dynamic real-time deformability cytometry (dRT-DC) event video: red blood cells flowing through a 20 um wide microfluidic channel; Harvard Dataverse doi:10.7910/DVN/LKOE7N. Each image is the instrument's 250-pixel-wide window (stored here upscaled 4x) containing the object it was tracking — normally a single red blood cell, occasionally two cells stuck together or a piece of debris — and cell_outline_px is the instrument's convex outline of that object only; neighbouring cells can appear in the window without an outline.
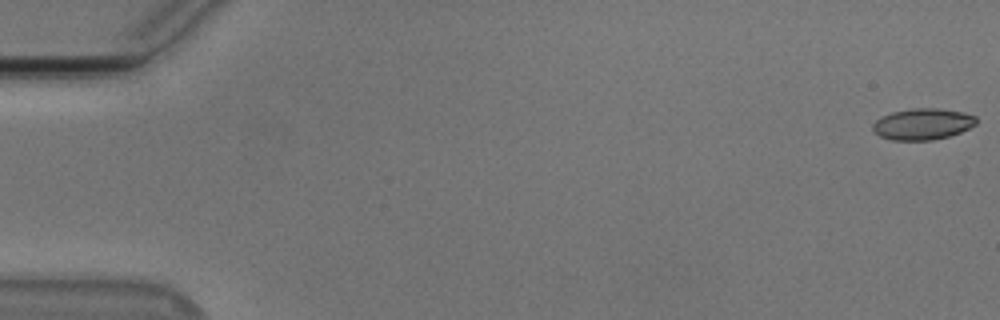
{"species": "Egyptian fruit bat (a non-hibernating species)", "species_latin": "Rousettus aegyptiacus", "temperature_condition": "cold", "stored_images_in_passage": 55, "camera_frame_rate_fps": 3000, "um_per_image_px": 0.085, "animal": {"sex": "male"}, "frame": {"image": 1, "passage_image": 1, "time_ms": 0.0, "image_size_px": [1000, 320], "cell_outline_px": [[976, 124], [960, 132], [948, 136], [932, 140], [892, 140], [880, 136], [872, 132], [872, 124], [876, 120], [892, 112], [912, 108], [936, 108], [964, 112], [976, 116]], "centroid_in_image_um": [78.41, 10.54], "position_along_channel_um": 6.6, "area_um2": 18.84}}
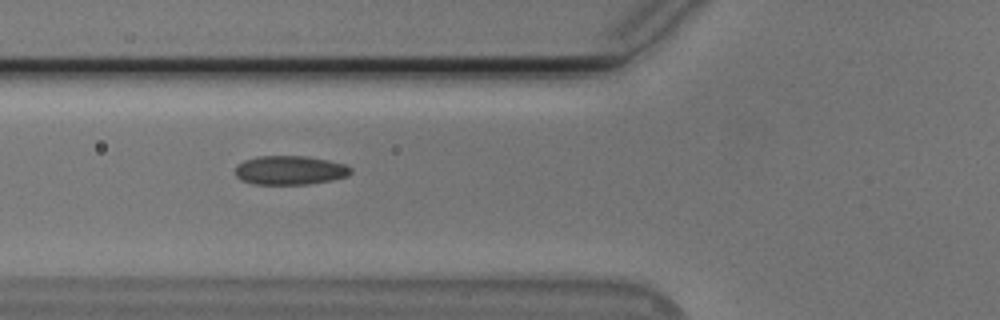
{"frame": {"image": 2, "passage_image": 21, "time_ms": 6.667, "image_size_px": [1000, 320], "cell_outline_px": [[352, 172], [348, 176], [332, 180], [308, 184], [252, 184], [240, 180], [236, 176], [236, 164], [244, 160], [256, 156], [308, 156], [328, 160], [344, 164], [352, 168]], "centroid_in_image_um": [24.63, 14.47], "position_along_channel_um": 101.2, "area_um2": 19.71}}
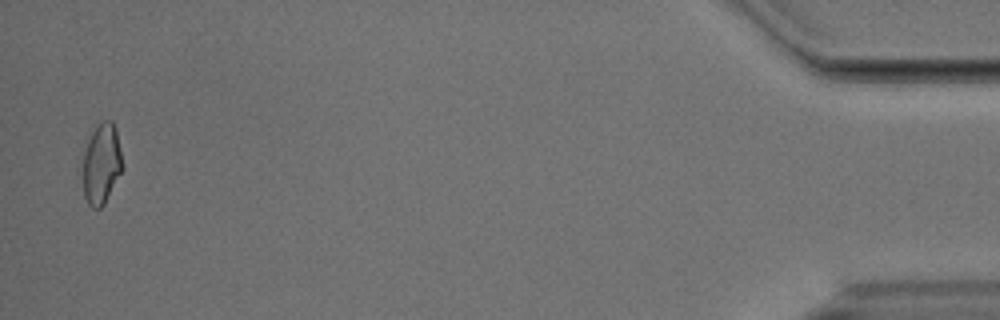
{"frame": {"image": 3, "passage_image": 54, "time_ms": 17.667, "image_size_px": [1000, 320], "cell_outline_px": [[120, 172], [104, 204], [100, 208], [92, 208], [88, 204], [84, 196], [84, 152], [88, 140], [96, 124], [104, 120], [112, 120], [116, 128], [120, 152]], "centroid_in_image_um": [8.6, 13.89], "position_along_channel_um": 426.6, "area_um2": 17.98}, "authors_computed_cell_mechanics": {"area_um2": 18.9006, "velocity_mm_per_s": 3.7746, "shape_relaxation_time_tau1_ms": null, "shape_relaxation_time_tau2_ms": 2.7274, "deformation_change_tau1": null, "deformation_change_tau2": 0.0727}}